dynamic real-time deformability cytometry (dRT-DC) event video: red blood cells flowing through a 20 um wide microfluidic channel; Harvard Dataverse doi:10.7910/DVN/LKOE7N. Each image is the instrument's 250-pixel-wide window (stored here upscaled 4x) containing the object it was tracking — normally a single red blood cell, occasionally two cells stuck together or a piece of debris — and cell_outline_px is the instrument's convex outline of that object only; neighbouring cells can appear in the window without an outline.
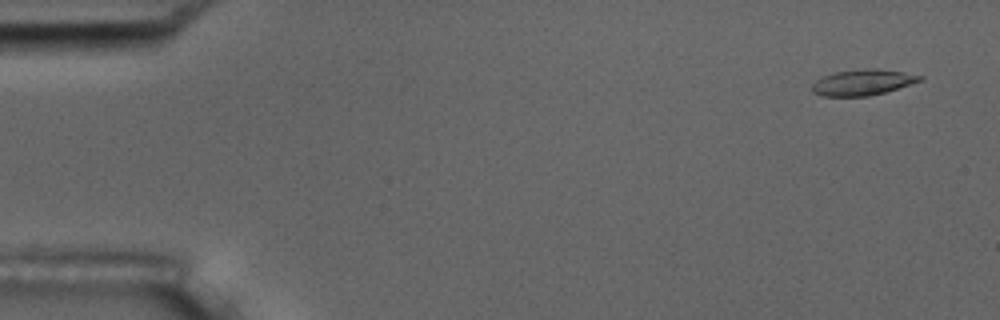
{"species": "common noctule bat (a hibernating species)", "species_latin": "Nyctalus noctula", "temperature_condition": "room temperature", "stored_images_in_passage": 5, "camera_frame_rate_fps": 3000, "um_per_image_px": 0.085, "animal": {"sex": "male", "body_mass_g": 17.5, "forearm_length_mm": 52.3}, "frame": {"image": 1, "passage_image": 1, "time_ms": 0.0, "image_size_px": [1000, 320], "cell_outline_px": [[924, 80], [884, 92], [868, 96], [824, 96], [812, 92], [812, 84], [816, 80], [824, 76], [836, 72], [864, 68], [876, 68], [904, 72], [924, 76]], "centroid_in_image_um": [73.35, 6.99], "position_along_channel_um": 11.6, "area_um2": 16.18}}